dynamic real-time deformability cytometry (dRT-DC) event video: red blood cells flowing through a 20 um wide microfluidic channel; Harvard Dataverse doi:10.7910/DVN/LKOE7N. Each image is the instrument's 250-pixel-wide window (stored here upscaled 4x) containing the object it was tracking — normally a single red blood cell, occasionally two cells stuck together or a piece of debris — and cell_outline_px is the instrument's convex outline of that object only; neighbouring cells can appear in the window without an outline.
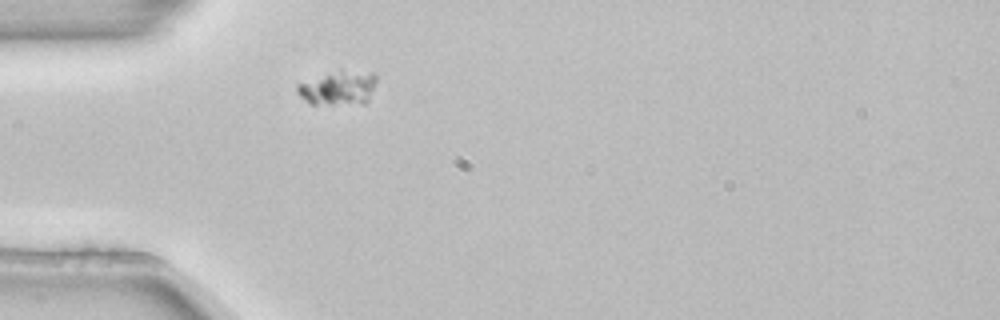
{"species": "common noctule bat (a hibernating species)", "species_latin": "Nyctalus noctula", "temperature_condition": "room temperature", "stored_images_in_passage": 1, "camera_frame_rate_fps": 3000, "um_per_image_px": 0.085, "animal": {"sex": "female", "body_mass_g": 22.7, "forearm_length_mm": 54.2}, "frame": {"image": 1, "passage_image": 1, "time_ms": 0.0, "image_size_px": [1000, 320], "cell_outline_px": [[376, 80], [368, 100], [364, 104], [308, 104], [296, 92], [296, 84], [340, 68], [372, 72], [376, 76]], "centroid_in_image_um": [28.73, 7.45], "position_along_channel_um": 56.3, "area_um2": 16.24}}